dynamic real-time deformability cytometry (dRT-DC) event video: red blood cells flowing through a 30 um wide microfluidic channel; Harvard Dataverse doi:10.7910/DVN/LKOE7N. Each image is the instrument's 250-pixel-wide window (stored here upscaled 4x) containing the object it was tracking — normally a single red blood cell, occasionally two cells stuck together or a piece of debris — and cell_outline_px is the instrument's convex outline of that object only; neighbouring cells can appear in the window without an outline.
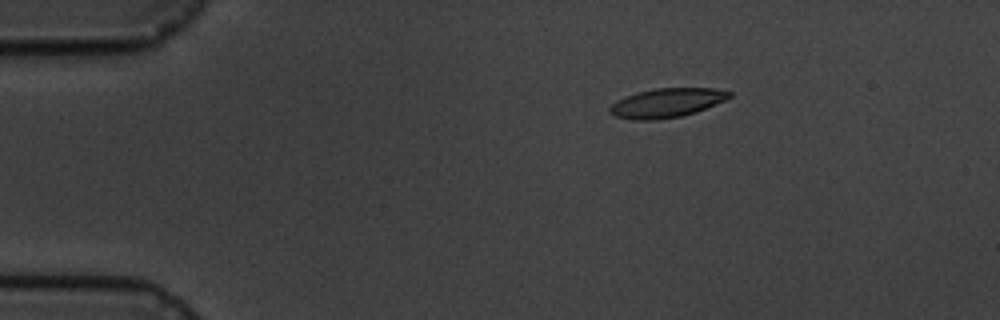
{"species": "common noctule bat (a hibernating species)", "species_latin": "Nyctalus noctula", "temperature_condition": "cold", "stored_images_in_passage": 5, "camera_frame_rate_fps": 3000, "um_per_image_px": 0.085, "animal": {"sex": "male", "body_mass_g": 19.5, "forearm_length_mm": 54.6}, "frame": {"image": 1, "passage_image": 2, "time_ms": 2.0, "image_size_px": [1000, 320], "cell_outline_px": [[732, 96], [724, 100], [696, 112], [680, 116], [656, 120], [636, 120], [616, 116], [608, 112], [608, 108], [616, 100], [640, 92], [656, 88], [716, 88], [732, 92]], "centroid_in_image_um": [56.67, 8.74], "position_along_channel_um": 28.3, "area_um2": 20.11}}
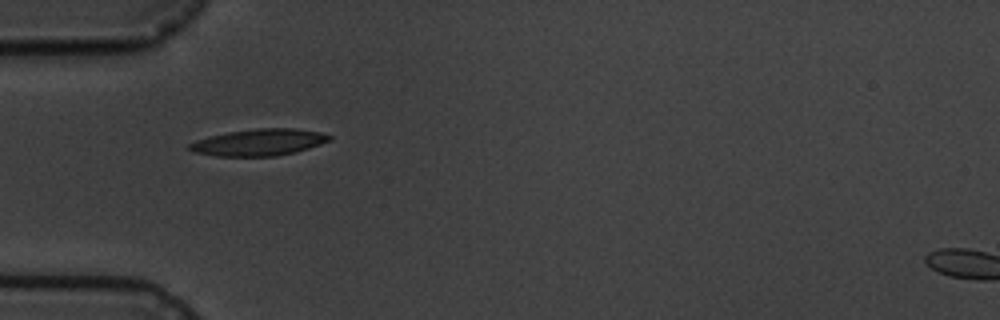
{"frame": {"image": 2, "passage_image": 4, "time_ms": 4.667, "image_size_px": [1000, 320], "cell_outline_px": [[332, 140], [296, 152], [276, 156], [216, 156], [192, 152], [188, 148], [188, 144], [196, 140], [208, 136], [228, 132], [256, 128], [292, 128], [320, 132], [332, 136]], "centroid_in_image_um": [21.99, 12.1], "position_along_channel_um": 63.0, "area_um2": 21.85}}
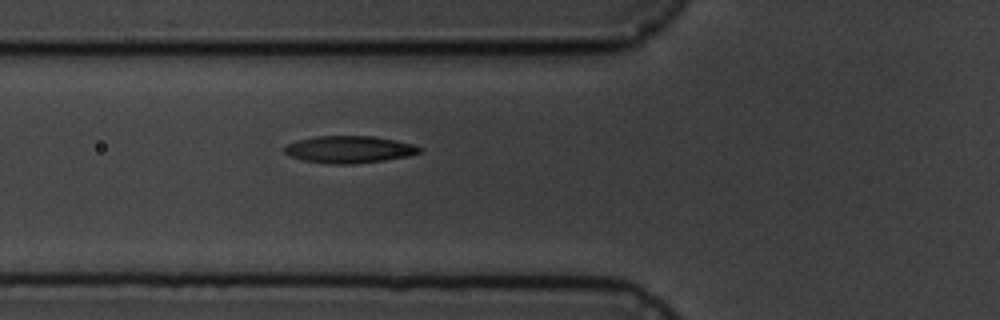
{"frame": {"image": 3, "passage_image": 5, "time_ms": 5.667, "image_size_px": [1000, 320], "cell_outline_px": [[424, 148], [420, 152], [408, 156], [384, 160], [352, 164], [328, 164], [300, 160], [288, 156], [284, 152], [284, 148], [288, 144], [296, 140], [316, 136], [372, 136], [396, 140], [412, 144]], "centroid_in_image_um": [29.65, 12.7], "position_along_channel_um": 96.2, "area_um2": 21.5}}